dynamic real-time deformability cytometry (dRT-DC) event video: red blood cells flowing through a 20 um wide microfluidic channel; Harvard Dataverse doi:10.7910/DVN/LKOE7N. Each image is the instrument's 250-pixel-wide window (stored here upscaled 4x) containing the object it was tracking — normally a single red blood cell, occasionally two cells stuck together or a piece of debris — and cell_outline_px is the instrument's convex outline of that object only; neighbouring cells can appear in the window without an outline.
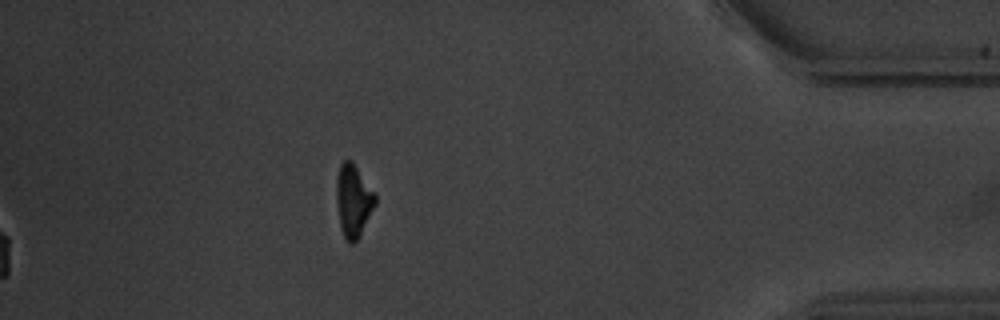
{"species": "common noctule bat (a hibernating species)", "species_latin": "Nyctalus noctula", "temperature_condition": "warm", "stored_images_in_passage": 39, "camera_frame_rate_fps": 3000, "um_per_image_px": 0.085, "animal": {"sex": "male", "body_mass_g": 20.1, "forearm_length_mm": 53.5}, "frame": {"image": 1, "passage_image": 39, "time_ms": 12.667, "image_size_px": [1000, 320], "cell_outline_px": [[376, 204], [360, 236], [352, 244], [348, 244], [344, 240], [340, 228], [336, 204], [336, 176], [340, 164], [344, 160], [352, 160], [376, 192]], "centroid_in_image_um": [30.03, 17.06], "position_along_channel_um": 405.2, "area_um2": 16.99}, "authors_computed_cell_mechanics": {"area_um2": 19.1896, "velocity_mm_per_s": 3.718, "shape_relaxation_time_tau1_ms": 1.968, "shape_relaxation_time_tau2_ms": 3.3341, "deformation_change_tau1": 0.08, "deformation_change_tau2": 0.0728}}